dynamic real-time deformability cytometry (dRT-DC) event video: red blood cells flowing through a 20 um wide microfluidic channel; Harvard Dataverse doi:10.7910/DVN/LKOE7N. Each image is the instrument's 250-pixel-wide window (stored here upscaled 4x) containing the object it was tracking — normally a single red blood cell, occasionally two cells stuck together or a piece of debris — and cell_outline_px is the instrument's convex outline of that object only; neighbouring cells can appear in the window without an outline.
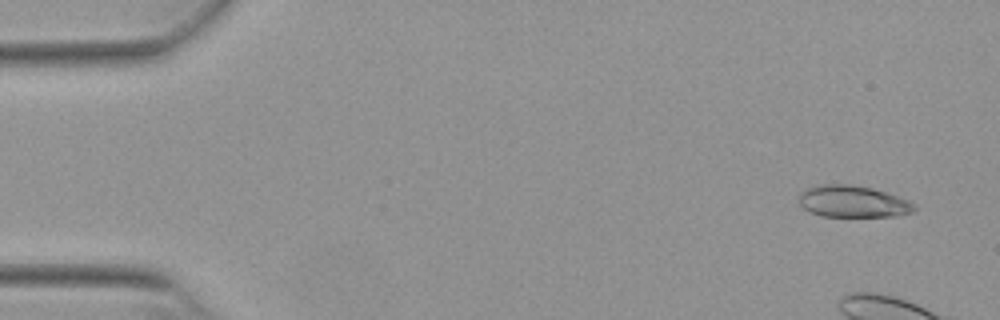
{"species": "Egyptian fruit bat (a non-hibernating species)", "species_latin": "Rousettus aegyptiacus", "temperature_condition": "warm", "stored_images_in_passage": 8, "camera_frame_rate_fps": 3000, "um_per_image_px": 0.085, "animal": {"sex": "female"}, "frame": {"image": 1, "passage_image": 2, "time_ms": 0.333, "image_size_px": [1000, 320], "cell_outline_px": [[916, 208], [912, 212], [896, 216], [820, 216], [808, 212], [800, 204], [800, 192], [804, 188], [816, 184], [852, 184], [872, 188], [888, 192], [908, 200], [916, 204]], "centroid_in_image_um": [72.48, 17.11], "position_along_channel_um": 12.5, "area_um2": 21.68}}